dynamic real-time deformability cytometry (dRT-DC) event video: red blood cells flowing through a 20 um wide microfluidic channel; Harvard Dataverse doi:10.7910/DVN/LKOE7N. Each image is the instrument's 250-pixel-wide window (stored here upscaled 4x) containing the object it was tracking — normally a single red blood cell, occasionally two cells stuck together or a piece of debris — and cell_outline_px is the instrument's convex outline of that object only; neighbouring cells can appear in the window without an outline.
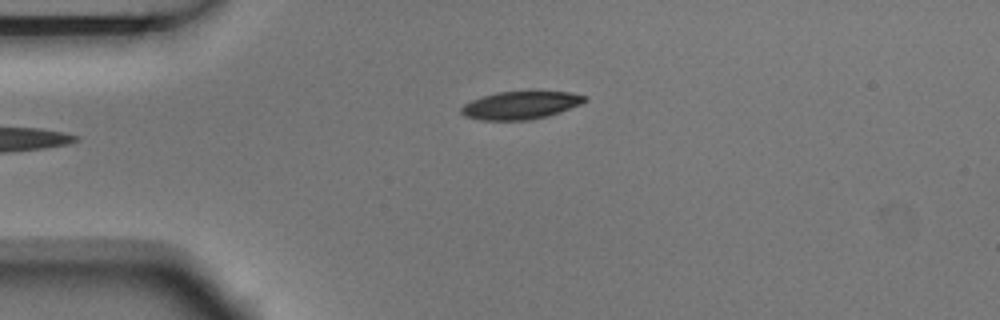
{"species": "Egyptian fruit bat (a non-hibernating species)", "species_latin": "Rousettus aegyptiacus", "temperature_condition": "room temperature", "stored_images_in_passage": 4, "camera_frame_rate_fps": 3000, "um_per_image_px": 0.085, "animal": {"sex": "male"}, "frame": {"image": 1, "passage_image": 1, "time_ms": 0.0, "image_size_px": [1000, 320], "cell_outline_px": [[588, 100], [580, 104], [548, 116], [528, 120], [480, 120], [464, 116], [460, 112], [460, 108], [464, 104], [472, 100], [496, 92], [568, 92], [588, 96]], "centroid_in_image_um": [44.23, 8.95], "position_along_channel_um": 40.8, "area_um2": 19.88}}
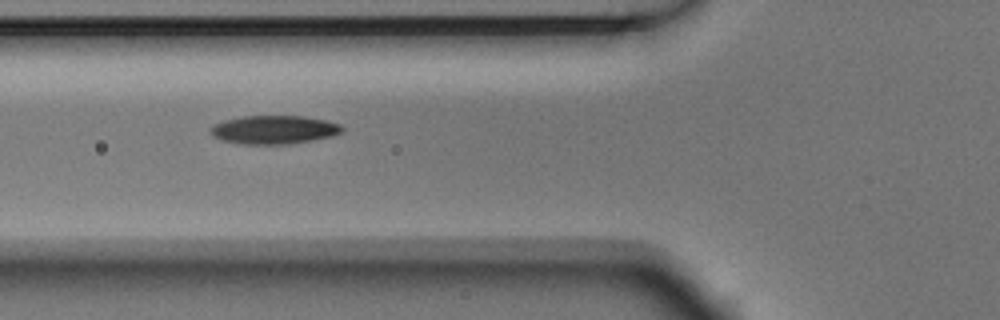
{"frame": {"image": 2, "passage_image": 3, "time_ms": 0.667, "image_size_px": [1000, 320], "cell_outline_px": [[344, 132], [332, 136], [312, 140], [288, 144], [236, 144], [212, 136], [208, 132], [208, 128], [224, 120], [244, 116], [304, 116], [324, 120], [340, 124], [344, 128]], "centroid_in_image_um": [23.28, 11.03], "position_along_channel_um": 102.5, "area_um2": 21.96}}
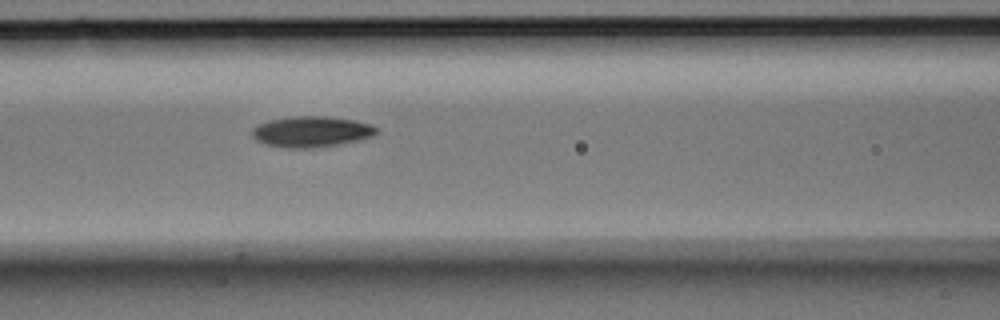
{"frame": {"image": 3, "passage_image": 4, "time_ms": 1.0, "image_size_px": [1000, 320], "cell_outline_px": [[380, 132], [372, 136], [356, 140], [336, 144], [312, 148], [284, 148], [264, 144], [256, 140], [252, 136], [252, 128], [268, 120], [292, 116], [324, 116], [352, 120], [372, 124]], "centroid_in_image_um": [26.43, 11.19], "position_along_channel_um": 140.2, "area_um2": 22.25}}